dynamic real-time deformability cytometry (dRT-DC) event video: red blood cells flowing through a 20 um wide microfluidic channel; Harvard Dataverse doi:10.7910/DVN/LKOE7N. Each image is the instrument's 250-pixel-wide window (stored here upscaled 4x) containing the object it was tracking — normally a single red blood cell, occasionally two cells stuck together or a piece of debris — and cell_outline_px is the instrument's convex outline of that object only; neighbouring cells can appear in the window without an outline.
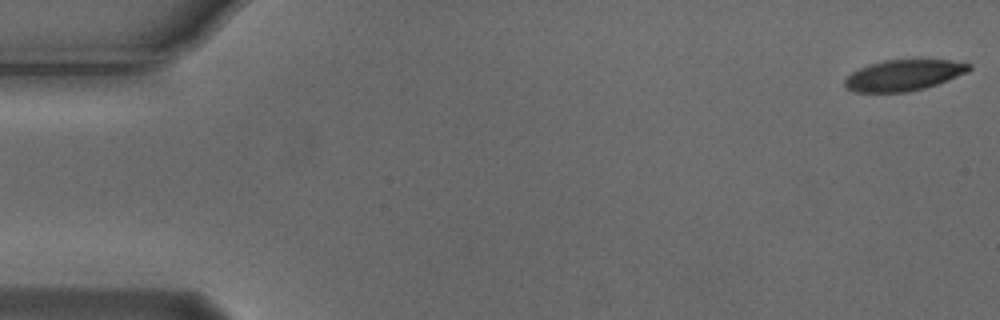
{"species": "Egyptian fruit bat (a non-hibernating species)", "species_latin": "Rousettus aegyptiacus", "temperature_condition": "cold", "stored_images_in_passage": 4, "segment_of_instrument_passage": [2, 2], "camera_frame_rate_fps": 3000, "um_per_image_px": 0.085, "animal": {"sex": "male"}, "frame": {"image": 1, "passage_image": 4, "time_ms": 1.0, "image_size_px": [1000, 320], "cell_outline_px": [[972, 68], [968, 72], [948, 80], [924, 88], [908, 92], [852, 92], [844, 88], [844, 80], [852, 72], [868, 64], [884, 60], [920, 56], [952, 60], [972, 64]], "centroid_in_image_um": [76.85, 6.34], "position_along_channel_um": 8.1, "area_um2": 23.52}}